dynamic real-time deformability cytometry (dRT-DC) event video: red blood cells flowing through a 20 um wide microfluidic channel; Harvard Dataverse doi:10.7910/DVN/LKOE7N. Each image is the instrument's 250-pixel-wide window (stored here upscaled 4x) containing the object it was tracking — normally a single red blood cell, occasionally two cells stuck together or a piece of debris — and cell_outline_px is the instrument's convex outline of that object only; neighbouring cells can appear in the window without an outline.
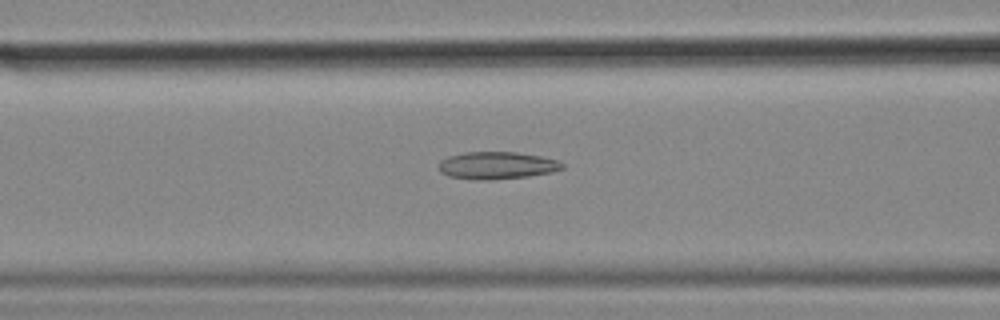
{"species": "common noctule bat (a hibernating species)", "species_latin": "Nyctalus noctula", "temperature_condition": "cold", "stored_images_in_passage": 49, "camera_frame_rate_fps": 3000, "um_per_image_px": 0.085, "animal": {"sex": "female", "body_mass_g": 18.4}, "frame": {"image": 1, "passage_image": 15, "time_ms": 4.667, "image_size_px": [1000, 320], "cell_outline_px": [[564, 168], [552, 172], [528, 176], [492, 180], [472, 180], [448, 176], [440, 172], [436, 164], [440, 160], [448, 156], [464, 152], [516, 152], [540, 156], [556, 160], [564, 164]], "centroid_in_image_um": [42.17, 14.07], "position_along_channel_um": 124.4, "area_um2": 19.94}, "authors_computed_cell_mechanics": {"area_um2": 19.7098, "velocity_mm_per_s": 3.5834, "shape_relaxation_time_tau1_ms": null, "shape_relaxation_time_tau2_ms": 4.9683, "deformation_change_tau1": null, "deformation_change_tau2": 0.1537}}